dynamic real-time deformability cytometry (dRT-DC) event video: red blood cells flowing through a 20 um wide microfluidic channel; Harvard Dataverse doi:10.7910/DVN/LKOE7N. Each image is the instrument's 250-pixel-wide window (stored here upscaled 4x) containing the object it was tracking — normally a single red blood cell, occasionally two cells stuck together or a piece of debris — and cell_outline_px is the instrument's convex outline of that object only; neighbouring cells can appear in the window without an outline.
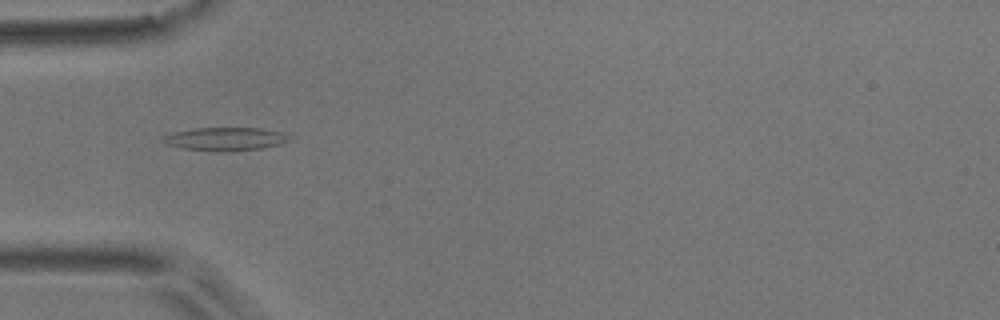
{"species": "common noctule bat (a hibernating species)", "species_latin": "Nyctalus noctula", "temperature_condition": "room temperature", "stored_images_in_passage": 5, "camera_frame_rate_fps": 3000, "um_per_image_px": 0.085, "animal": {"sex": "male", "body_mass_g": 17.9}, "frame": {"image": 1, "passage_image": 3, "time_ms": 0.667, "image_size_px": [1000, 320], "cell_outline_px": [[292, 136], [288, 140], [280, 144], [264, 148], [184, 148], [168, 144], [160, 140], [164, 136], [176, 132], [196, 128], [264, 128], [284, 132]], "centroid_in_image_um": [19.25, 11.74], "position_along_channel_um": 65.7, "area_um2": 15.9}}
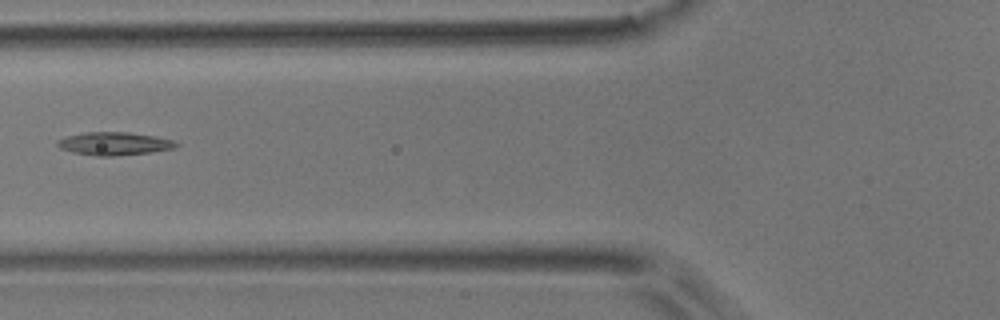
{"frame": {"image": 2, "passage_image": 4, "time_ms": 1.0, "image_size_px": [1000, 320], "cell_outline_px": [[180, 144], [172, 148], [152, 152], [116, 156], [96, 156], [72, 152], [60, 148], [56, 144], [56, 140], [68, 136], [88, 132], [128, 132], [156, 136], [172, 140]], "centroid_in_image_um": [9.7, 12.21], "position_along_channel_um": 116.1, "area_um2": 15.9}}
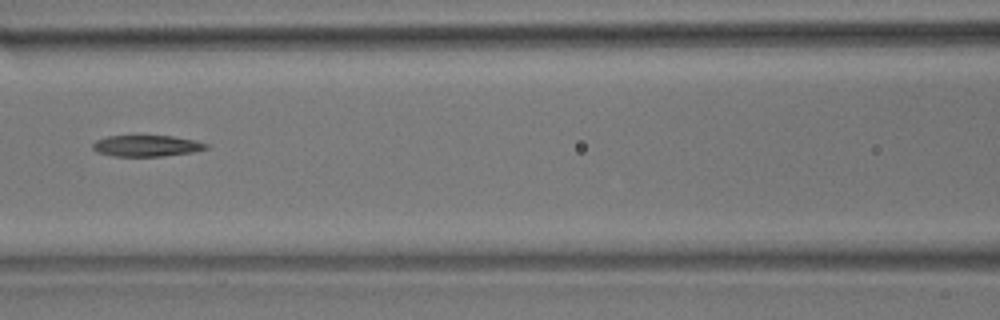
{"frame": {"image": 3, "passage_image": 5, "time_ms": 1.333, "image_size_px": [1000, 320], "cell_outline_px": [[208, 148], [192, 152], [164, 156], [112, 156], [96, 152], [92, 148], [92, 144], [96, 140], [108, 136], [172, 136], [196, 140], [208, 144]], "centroid_in_image_um": [12.45, 12.4], "position_along_channel_um": 154.2, "area_um2": 14.05}}